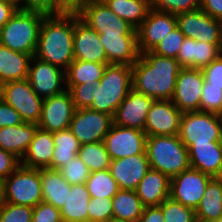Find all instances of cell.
Returning <instances> with one entry per match:
<instances>
[{
    "mask_svg": "<svg viewBox=\"0 0 222 222\" xmlns=\"http://www.w3.org/2000/svg\"><path fill=\"white\" fill-rule=\"evenodd\" d=\"M181 68L175 58L160 56L152 51L140 53L132 65V87L154 100H171Z\"/></svg>",
    "mask_w": 222,
    "mask_h": 222,
    "instance_id": "obj_1",
    "label": "cell"
},
{
    "mask_svg": "<svg viewBox=\"0 0 222 222\" xmlns=\"http://www.w3.org/2000/svg\"><path fill=\"white\" fill-rule=\"evenodd\" d=\"M78 13L46 15L40 26L35 57L64 71L74 61V23Z\"/></svg>",
    "mask_w": 222,
    "mask_h": 222,
    "instance_id": "obj_2",
    "label": "cell"
},
{
    "mask_svg": "<svg viewBox=\"0 0 222 222\" xmlns=\"http://www.w3.org/2000/svg\"><path fill=\"white\" fill-rule=\"evenodd\" d=\"M94 99L89 109L114 117L117 108L133 89L132 66L107 64L103 77L93 85Z\"/></svg>",
    "mask_w": 222,
    "mask_h": 222,
    "instance_id": "obj_3",
    "label": "cell"
},
{
    "mask_svg": "<svg viewBox=\"0 0 222 222\" xmlns=\"http://www.w3.org/2000/svg\"><path fill=\"white\" fill-rule=\"evenodd\" d=\"M146 153L150 169L169 178L190 168L188 148L178 135L147 136Z\"/></svg>",
    "mask_w": 222,
    "mask_h": 222,
    "instance_id": "obj_4",
    "label": "cell"
},
{
    "mask_svg": "<svg viewBox=\"0 0 222 222\" xmlns=\"http://www.w3.org/2000/svg\"><path fill=\"white\" fill-rule=\"evenodd\" d=\"M46 14L18 9L0 29V44L13 51L35 55L40 26Z\"/></svg>",
    "mask_w": 222,
    "mask_h": 222,
    "instance_id": "obj_5",
    "label": "cell"
},
{
    "mask_svg": "<svg viewBox=\"0 0 222 222\" xmlns=\"http://www.w3.org/2000/svg\"><path fill=\"white\" fill-rule=\"evenodd\" d=\"M1 201L31 208L42 202L40 169L20 165L1 182Z\"/></svg>",
    "mask_w": 222,
    "mask_h": 222,
    "instance_id": "obj_6",
    "label": "cell"
},
{
    "mask_svg": "<svg viewBox=\"0 0 222 222\" xmlns=\"http://www.w3.org/2000/svg\"><path fill=\"white\" fill-rule=\"evenodd\" d=\"M178 137L187 148L191 144L222 142V116L204 111L182 113Z\"/></svg>",
    "mask_w": 222,
    "mask_h": 222,
    "instance_id": "obj_7",
    "label": "cell"
},
{
    "mask_svg": "<svg viewBox=\"0 0 222 222\" xmlns=\"http://www.w3.org/2000/svg\"><path fill=\"white\" fill-rule=\"evenodd\" d=\"M77 13L99 35H137L136 29L116 15L105 2L88 0Z\"/></svg>",
    "mask_w": 222,
    "mask_h": 222,
    "instance_id": "obj_8",
    "label": "cell"
},
{
    "mask_svg": "<svg viewBox=\"0 0 222 222\" xmlns=\"http://www.w3.org/2000/svg\"><path fill=\"white\" fill-rule=\"evenodd\" d=\"M4 101L20 114L24 122L39 123L44 99L32 89L27 78L4 83Z\"/></svg>",
    "mask_w": 222,
    "mask_h": 222,
    "instance_id": "obj_9",
    "label": "cell"
},
{
    "mask_svg": "<svg viewBox=\"0 0 222 222\" xmlns=\"http://www.w3.org/2000/svg\"><path fill=\"white\" fill-rule=\"evenodd\" d=\"M177 27L185 35L197 41L222 44V21L214 19L202 9L176 15Z\"/></svg>",
    "mask_w": 222,
    "mask_h": 222,
    "instance_id": "obj_10",
    "label": "cell"
},
{
    "mask_svg": "<svg viewBox=\"0 0 222 222\" xmlns=\"http://www.w3.org/2000/svg\"><path fill=\"white\" fill-rule=\"evenodd\" d=\"M113 124V117L89 108L76 109L69 130L82 144L104 140Z\"/></svg>",
    "mask_w": 222,
    "mask_h": 222,
    "instance_id": "obj_11",
    "label": "cell"
},
{
    "mask_svg": "<svg viewBox=\"0 0 222 222\" xmlns=\"http://www.w3.org/2000/svg\"><path fill=\"white\" fill-rule=\"evenodd\" d=\"M146 140L144 131L113 123L103 142L110 159L115 160L146 153Z\"/></svg>",
    "mask_w": 222,
    "mask_h": 222,
    "instance_id": "obj_12",
    "label": "cell"
},
{
    "mask_svg": "<svg viewBox=\"0 0 222 222\" xmlns=\"http://www.w3.org/2000/svg\"><path fill=\"white\" fill-rule=\"evenodd\" d=\"M212 178V176L190 167L170 178V197L195 210Z\"/></svg>",
    "mask_w": 222,
    "mask_h": 222,
    "instance_id": "obj_13",
    "label": "cell"
},
{
    "mask_svg": "<svg viewBox=\"0 0 222 222\" xmlns=\"http://www.w3.org/2000/svg\"><path fill=\"white\" fill-rule=\"evenodd\" d=\"M27 79L32 89L42 99L67 90L65 71L35 56L30 61Z\"/></svg>",
    "mask_w": 222,
    "mask_h": 222,
    "instance_id": "obj_14",
    "label": "cell"
},
{
    "mask_svg": "<svg viewBox=\"0 0 222 222\" xmlns=\"http://www.w3.org/2000/svg\"><path fill=\"white\" fill-rule=\"evenodd\" d=\"M202 69L181 68L172 96V103L182 112L200 111V98L204 86Z\"/></svg>",
    "mask_w": 222,
    "mask_h": 222,
    "instance_id": "obj_15",
    "label": "cell"
},
{
    "mask_svg": "<svg viewBox=\"0 0 222 222\" xmlns=\"http://www.w3.org/2000/svg\"><path fill=\"white\" fill-rule=\"evenodd\" d=\"M176 27L177 19L175 14L161 12L152 7L147 17L136 29L140 53L152 51V49Z\"/></svg>",
    "mask_w": 222,
    "mask_h": 222,
    "instance_id": "obj_16",
    "label": "cell"
},
{
    "mask_svg": "<svg viewBox=\"0 0 222 222\" xmlns=\"http://www.w3.org/2000/svg\"><path fill=\"white\" fill-rule=\"evenodd\" d=\"M76 108L68 90L45 98L38 128L51 133L69 129Z\"/></svg>",
    "mask_w": 222,
    "mask_h": 222,
    "instance_id": "obj_17",
    "label": "cell"
},
{
    "mask_svg": "<svg viewBox=\"0 0 222 222\" xmlns=\"http://www.w3.org/2000/svg\"><path fill=\"white\" fill-rule=\"evenodd\" d=\"M182 112L171 100H154L147 113V136L178 135Z\"/></svg>",
    "mask_w": 222,
    "mask_h": 222,
    "instance_id": "obj_18",
    "label": "cell"
},
{
    "mask_svg": "<svg viewBox=\"0 0 222 222\" xmlns=\"http://www.w3.org/2000/svg\"><path fill=\"white\" fill-rule=\"evenodd\" d=\"M153 102L154 99L150 96L138 93L132 89L117 108L113 117V123L144 131L147 113Z\"/></svg>",
    "mask_w": 222,
    "mask_h": 222,
    "instance_id": "obj_19",
    "label": "cell"
},
{
    "mask_svg": "<svg viewBox=\"0 0 222 222\" xmlns=\"http://www.w3.org/2000/svg\"><path fill=\"white\" fill-rule=\"evenodd\" d=\"M73 53L74 60L108 63L99 33L80 18L74 23Z\"/></svg>",
    "mask_w": 222,
    "mask_h": 222,
    "instance_id": "obj_20",
    "label": "cell"
},
{
    "mask_svg": "<svg viewBox=\"0 0 222 222\" xmlns=\"http://www.w3.org/2000/svg\"><path fill=\"white\" fill-rule=\"evenodd\" d=\"M147 153L111 160L109 170L120 189L135 190L149 171Z\"/></svg>",
    "mask_w": 222,
    "mask_h": 222,
    "instance_id": "obj_21",
    "label": "cell"
},
{
    "mask_svg": "<svg viewBox=\"0 0 222 222\" xmlns=\"http://www.w3.org/2000/svg\"><path fill=\"white\" fill-rule=\"evenodd\" d=\"M222 54V44H210L185 37L177 60L182 68L202 69Z\"/></svg>",
    "mask_w": 222,
    "mask_h": 222,
    "instance_id": "obj_22",
    "label": "cell"
},
{
    "mask_svg": "<svg viewBox=\"0 0 222 222\" xmlns=\"http://www.w3.org/2000/svg\"><path fill=\"white\" fill-rule=\"evenodd\" d=\"M108 64L133 65L140 56L137 35H99Z\"/></svg>",
    "mask_w": 222,
    "mask_h": 222,
    "instance_id": "obj_23",
    "label": "cell"
},
{
    "mask_svg": "<svg viewBox=\"0 0 222 222\" xmlns=\"http://www.w3.org/2000/svg\"><path fill=\"white\" fill-rule=\"evenodd\" d=\"M190 167L220 177L222 171V142L191 144L188 147Z\"/></svg>",
    "mask_w": 222,
    "mask_h": 222,
    "instance_id": "obj_24",
    "label": "cell"
},
{
    "mask_svg": "<svg viewBox=\"0 0 222 222\" xmlns=\"http://www.w3.org/2000/svg\"><path fill=\"white\" fill-rule=\"evenodd\" d=\"M135 192L144 207L159 206L170 196V178L160 171L149 169Z\"/></svg>",
    "mask_w": 222,
    "mask_h": 222,
    "instance_id": "obj_25",
    "label": "cell"
},
{
    "mask_svg": "<svg viewBox=\"0 0 222 222\" xmlns=\"http://www.w3.org/2000/svg\"><path fill=\"white\" fill-rule=\"evenodd\" d=\"M54 147L53 133L37 128L21 165L27 168L50 169Z\"/></svg>",
    "mask_w": 222,
    "mask_h": 222,
    "instance_id": "obj_26",
    "label": "cell"
},
{
    "mask_svg": "<svg viewBox=\"0 0 222 222\" xmlns=\"http://www.w3.org/2000/svg\"><path fill=\"white\" fill-rule=\"evenodd\" d=\"M37 128V124L26 122L0 128V148L22 160Z\"/></svg>",
    "mask_w": 222,
    "mask_h": 222,
    "instance_id": "obj_27",
    "label": "cell"
},
{
    "mask_svg": "<svg viewBox=\"0 0 222 222\" xmlns=\"http://www.w3.org/2000/svg\"><path fill=\"white\" fill-rule=\"evenodd\" d=\"M32 57L0 44V81L6 83L26 79Z\"/></svg>",
    "mask_w": 222,
    "mask_h": 222,
    "instance_id": "obj_28",
    "label": "cell"
},
{
    "mask_svg": "<svg viewBox=\"0 0 222 222\" xmlns=\"http://www.w3.org/2000/svg\"><path fill=\"white\" fill-rule=\"evenodd\" d=\"M40 180L43 201L60 210L65 204L72 185L57 170L48 168L40 169Z\"/></svg>",
    "mask_w": 222,
    "mask_h": 222,
    "instance_id": "obj_29",
    "label": "cell"
},
{
    "mask_svg": "<svg viewBox=\"0 0 222 222\" xmlns=\"http://www.w3.org/2000/svg\"><path fill=\"white\" fill-rule=\"evenodd\" d=\"M90 194L85 184L72 185L60 209L63 222H88Z\"/></svg>",
    "mask_w": 222,
    "mask_h": 222,
    "instance_id": "obj_30",
    "label": "cell"
},
{
    "mask_svg": "<svg viewBox=\"0 0 222 222\" xmlns=\"http://www.w3.org/2000/svg\"><path fill=\"white\" fill-rule=\"evenodd\" d=\"M196 219L210 222L222 216V179L213 177L195 209Z\"/></svg>",
    "mask_w": 222,
    "mask_h": 222,
    "instance_id": "obj_31",
    "label": "cell"
},
{
    "mask_svg": "<svg viewBox=\"0 0 222 222\" xmlns=\"http://www.w3.org/2000/svg\"><path fill=\"white\" fill-rule=\"evenodd\" d=\"M53 141L55 147L50 169L58 170L78 156L81 143L69 129L54 132Z\"/></svg>",
    "mask_w": 222,
    "mask_h": 222,
    "instance_id": "obj_32",
    "label": "cell"
},
{
    "mask_svg": "<svg viewBox=\"0 0 222 222\" xmlns=\"http://www.w3.org/2000/svg\"><path fill=\"white\" fill-rule=\"evenodd\" d=\"M105 4L137 29L152 8V0H106Z\"/></svg>",
    "mask_w": 222,
    "mask_h": 222,
    "instance_id": "obj_33",
    "label": "cell"
},
{
    "mask_svg": "<svg viewBox=\"0 0 222 222\" xmlns=\"http://www.w3.org/2000/svg\"><path fill=\"white\" fill-rule=\"evenodd\" d=\"M143 208L135 190L120 189L112 197V217L137 222L142 215Z\"/></svg>",
    "mask_w": 222,
    "mask_h": 222,
    "instance_id": "obj_34",
    "label": "cell"
},
{
    "mask_svg": "<svg viewBox=\"0 0 222 222\" xmlns=\"http://www.w3.org/2000/svg\"><path fill=\"white\" fill-rule=\"evenodd\" d=\"M108 63L74 60L65 71L66 84H97L103 77Z\"/></svg>",
    "mask_w": 222,
    "mask_h": 222,
    "instance_id": "obj_35",
    "label": "cell"
},
{
    "mask_svg": "<svg viewBox=\"0 0 222 222\" xmlns=\"http://www.w3.org/2000/svg\"><path fill=\"white\" fill-rule=\"evenodd\" d=\"M85 185L93 198H112L120 190L109 169L92 172Z\"/></svg>",
    "mask_w": 222,
    "mask_h": 222,
    "instance_id": "obj_36",
    "label": "cell"
},
{
    "mask_svg": "<svg viewBox=\"0 0 222 222\" xmlns=\"http://www.w3.org/2000/svg\"><path fill=\"white\" fill-rule=\"evenodd\" d=\"M78 156L92 172L109 169L111 159L104 142L82 144Z\"/></svg>",
    "mask_w": 222,
    "mask_h": 222,
    "instance_id": "obj_37",
    "label": "cell"
},
{
    "mask_svg": "<svg viewBox=\"0 0 222 222\" xmlns=\"http://www.w3.org/2000/svg\"><path fill=\"white\" fill-rule=\"evenodd\" d=\"M164 222H194L196 213L193 208L187 207L170 196L160 205Z\"/></svg>",
    "mask_w": 222,
    "mask_h": 222,
    "instance_id": "obj_38",
    "label": "cell"
},
{
    "mask_svg": "<svg viewBox=\"0 0 222 222\" xmlns=\"http://www.w3.org/2000/svg\"><path fill=\"white\" fill-rule=\"evenodd\" d=\"M57 171L71 185L85 184L91 174V171L79 156L69 160L67 165Z\"/></svg>",
    "mask_w": 222,
    "mask_h": 222,
    "instance_id": "obj_39",
    "label": "cell"
},
{
    "mask_svg": "<svg viewBox=\"0 0 222 222\" xmlns=\"http://www.w3.org/2000/svg\"><path fill=\"white\" fill-rule=\"evenodd\" d=\"M184 39L185 35L176 27L152 49V52L160 56L177 59Z\"/></svg>",
    "mask_w": 222,
    "mask_h": 222,
    "instance_id": "obj_40",
    "label": "cell"
},
{
    "mask_svg": "<svg viewBox=\"0 0 222 222\" xmlns=\"http://www.w3.org/2000/svg\"><path fill=\"white\" fill-rule=\"evenodd\" d=\"M200 111L222 116V87L209 86L205 80L200 98Z\"/></svg>",
    "mask_w": 222,
    "mask_h": 222,
    "instance_id": "obj_41",
    "label": "cell"
},
{
    "mask_svg": "<svg viewBox=\"0 0 222 222\" xmlns=\"http://www.w3.org/2000/svg\"><path fill=\"white\" fill-rule=\"evenodd\" d=\"M33 208L0 201V222H32Z\"/></svg>",
    "mask_w": 222,
    "mask_h": 222,
    "instance_id": "obj_42",
    "label": "cell"
},
{
    "mask_svg": "<svg viewBox=\"0 0 222 222\" xmlns=\"http://www.w3.org/2000/svg\"><path fill=\"white\" fill-rule=\"evenodd\" d=\"M201 0H152V7L161 12L180 14L200 9Z\"/></svg>",
    "mask_w": 222,
    "mask_h": 222,
    "instance_id": "obj_43",
    "label": "cell"
},
{
    "mask_svg": "<svg viewBox=\"0 0 222 222\" xmlns=\"http://www.w3.org/2000/svg\"><path fill=\"white\" fill-rule=\"evenodd\" d=\"M113 215L112 198H90L88 222H105Z\"/></svg>",
    "mask_w": 222,
    "mask_h": 222,
    "instance_id": "obj_44",
    "label": "cell"
},
{
    "mask_svg": "<svg viewBox=\"0 0 222 222\" xmlns=\"http://www.w3.org/2000/svg\"><path fill=\"white\" fill-rule=\"evenodd\" d=\"M66 89L70 92L76 109L89 108L92 105L95 98L93 85L87 82L83 84H66Z\"/></svg>",
    "mask_w": 222,
    "mask_h": 222,
    "instance_id": "obj_45",
    "label": "cell"
},
{
    "mask_svg": "<svg viewBox=\"0 0 222 222\" xmlns=\"http://www.w3.org/2000/svg\"><path fill=\"white\" fill-rule=\"evenodd\" d=\"M32 222H63L60 210L44 201L33 207Z\"/></svg>",
    "mask_w": 222,
    "mask_h": 222,
    "instance_id": "obj_46",
    "label": "cell"
},
{
    "mask_svg": "<svg viewBox=\"0 0 222 222\" xmlns=\"http://www.w3.org/2000/svg\"><path fill=\"white\" fill-rule=\"evenodd\" d=\"M202 71L209 86L222 87V54L202 68Z\"/></svg>",
    "mask_w": 222,
    "mask_h": 222,
    "instance_id": "obj_47",
    "label": "cell"
},
{
    "mask_svg": "<svg viewBox=\"0 0 222 222\" xmlns=\"http://www.w3.org/2000/svg\"><path fill=\"white\" fill-rule=\"evenodd\" d=\"M19 9L38 11L46 15H56V0H24Z\"/></svg>",
    "mask_w": 222,
    "mask_h": 222,
    "instance_id": "obj_48",
    "label": "cell"
},
{
    "mask_svg": "<svg viewBox=\"0 0 222 222\" xmlns=\"http://www.w3.org/2000/svg\"><path fill=\"white\" fill-rule=\"evenodd\" d=\"M21 165L14 154L0 148V181L2 182Z\"/></svg>",
    "mask_w": 222,
    "mask_h": 222,
    "instance_id": "obj_49",
    "label": "cell"
},
{
    "mask_svg": "<svg viewBox=\"0 0 222 222\" xmlns=\"http://www.w3.org/2000/svg\"><path fill=\"white\" fill-rule=\"evenodd\" d=\"M24 123L20 114L5 101L0 102V128Z\"/></svg>",
    "mask_w": 222,
    "mask_h": 222,
    "instance_id": "obj_50",
    "label": "cell"
},
{
    "mask_svg": "<svg viewBox=\"0 0 222 222\" xmlns=\"http://www.w3.org/2000/svg\"><path fill=\"white\" fill-rule=\"evenodd\" d=\"M88 0H56V15L77 13Z\"/></svg>",
    "mask_w": 222,
    "mask_h": 222,
    "instance_id": "obj_51",
    "label": "cell"
},
{
    "mask_svg": "<svg viewBox=\"0 0 222 222\" xmlns=\"http://www.w3.org/2000/svg\"><path fill=\"white\" fill-rule=\"evenodd\" d=\"M200 9L214 19L222 21V0H201Z\"/></svg>",
    "mask_w": 222,
    "mask_h": 222,
    "instance_id": "obj_52",
    "label": "cell"
},
{
    "mask_svg": "<svg viewBox=\"0 0 222 222\" xmlns=\"http://www.w3.org/2000/svg\"><path fill=\"white\" fill-rule=\"evenodd\" d=\"M137 222H164L160 206H147L143 208L142 215Z\"/></svg>",
    "mask_w": 222,
    "mask_h": 222,
    "instance_id": "obj_53",
    "label": "cell"
},
{
    "mask_svg": "<svg viewBox=\"0 0 222 222\" xmlns=\"http://www.w3.org/2000/svg\"><path fill=\"white\" fill-rule=\"evenodd\" d=\"M19 7L9 0H0V29L15 14Z\"/></svg>",
    "mask_w": 222,
    "mask_h": 222,
    "instance_id": "obj_54",
    "label": "cell"
},
{
    "mask_svg": "<svg viewBox=\"0 0 222 222\" xmlns=\"http://www.w3.org/2000/svg\"><path fill=\"white\" fill-rule=\"evenodd\" d=\"M4 101V83L0 81V102Z\"/></svg>",
    "mask_w": 222,
    "mask_h": 222,
    "instance_id": "obj_55",
    "label": "cell"
},
{
    "mask_svg": "<svg viewBox=\"0 0 222 222\" xmlns=\"http://www.w3.org/2000/svg\"><path fill=\"white\" fill-rule=\"evenodd\" d=\"M105 222H130V221H125L119 218H115V217H110L107 221Z\"/></svg>",
    "mask_w": 222,
    "mask_h": 222,
    "instance_id": "obj_56",
    "label": "cell"
},
{
    "mask_svg": "<svg viewBox=\"0 0 222 222\" xmlns=\"http://www.w3.org/2000/svg\"><path fill=\"white\" fill-rule=\"evenodd\" d=\"M15 3L18 7L24 2V0H9Z\"/></svg>",
    "mask_w": 222,
    "mask_h": 222,
    "instance_id": "obj_57",
    "label": "cell"
},
{
    "mask_svg": "<svg viewBox=\"0 0 222 222\" xmlns=\"http://www.w3.org/2000/svg\"><path fill=\"white\" fill-rule=\"evenodd\" d=\"M210 222H222V216L219 219L213 220V221H210Z\"/></svg>",
    "mask_w": 222,
    "mask_h": 222,
    "instance_id": "obj_58",
    "label": "cell"
},
{
    "mask_svg": "<svg viewBox=\"0 0 222 222\" xmlns=\"http://www.w3.org/2000/svg\"><path fill=\"white\" fill-rule=\"evenodd\" d=\"M194 222H206V221H202V220H199V219H195Z\"/></svg>",
    "mask_w": 222,
    "mask_h": 222,
    "instance_id": "obj_59",
    "label": "cell"
},
{
    "mask_svg": "<svg viewBox=\"0 0 222 222\" xmlns=\"http://www.w3.org/2000/svg\"><path fill=\"white\" fill-rule=\"evenodd\" d=\"M0 201H1V181H0Z\"/></svg>",
    "mask_w": 222,
    "mask_h": 222,
    "instance_id": "obj_60",
    "label": "cell"
},
{
    "mask_svg": "<svg viewBox=\"0 0 222 222\" xmlns=\"http://www.w3.org/2000/svg\"><path fill=\"white\" fill-rule=\"evenodd\" d=\"M95 1H99V2H105L106 0H95Z\"/></svg>",
    "mask_w": 222,
    "mask_h": 222,
    "instance_id": "obj_61",
    "label": "cell"
}]
</instances>
